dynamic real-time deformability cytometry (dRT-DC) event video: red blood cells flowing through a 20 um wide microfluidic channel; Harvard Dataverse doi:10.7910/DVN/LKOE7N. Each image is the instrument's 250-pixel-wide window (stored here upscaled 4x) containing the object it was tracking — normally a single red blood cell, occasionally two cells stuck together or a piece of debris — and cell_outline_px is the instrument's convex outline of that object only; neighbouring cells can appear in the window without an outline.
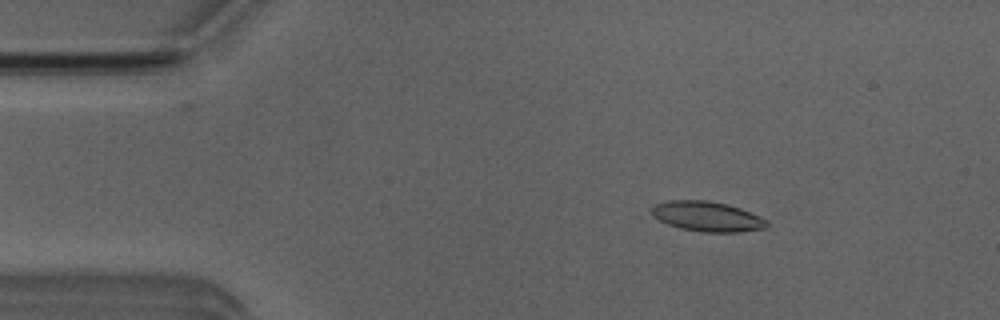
{"species": "Egyptian fruit bat (a non-hibernating species)", "species_latin": "Rousettus aegyptiacus", "temperature_condition": "room temperature", "stored_images_in_passage": 51, "camera_frame_rate_fps": 3000, "um_per_image_px": 0.085, "animal": {"sex": "male"}, "frame": {"image": 1, "passage_image": 8, "time_ms": 2.333, "image_size_px": [1000, 320], "cell_outline_px": [[768, 228], [740, 232], [700, 232], [680, 228], [668, 224], [652, 216], [652, 208], [656, 204], [668, 200], [708, 200], [728, 204], [740, 208], [768, 220]], "centroid_in_image_um": [60.13, 18.4], "position_along_channel_um": 24.9, "area_um2": 20.23}}
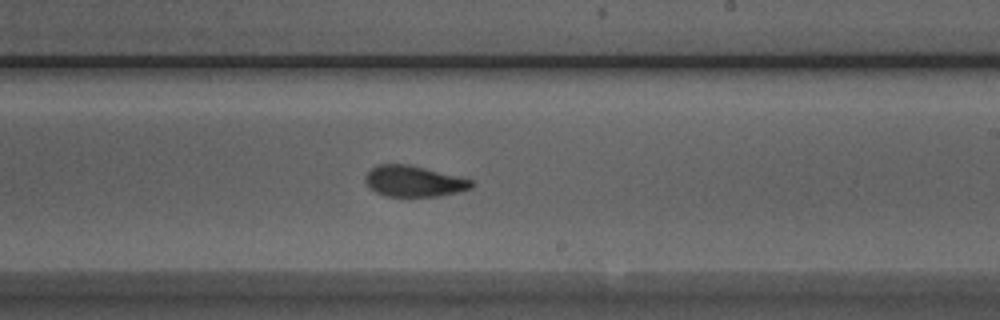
{"frame": {"image": 2, "passage_image": 30, "time_ms": 9.667, "image_size_px": [1000, 320], "cell_outline_px": [[476, 184], [472, 188], [460, 192], [440, 196], [384, 196], [368, 188], [364, 180], [364, 176], [376, 164], [408, 164], [472, 180]], "centroid_in_image_um": [35.15, 15.41], "position_along_channel_um": 253.8, "area_um2": 19.25}}
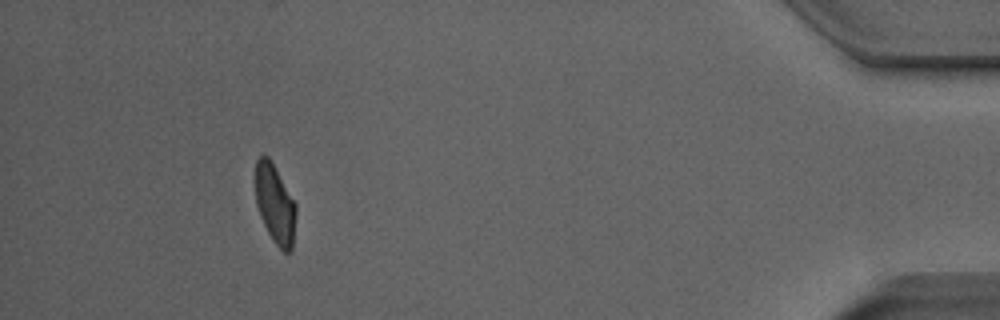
{"frame": {"image": 3, "passage_image": 47, "time_ms": 15.333, "image_size_px": [1000, 320], "cell_outline_px": [[296, 216], [292, 252], [284, 252], [276, 244], [268, 232], [260, 216], [256, 204], [256, 160], [260, 156], [268, 156], [296, 204]], "centroid_in_image_um": [23.39, 17.38], "position_along_channel_um": 411.8, "area_um2": 18.44}, "authors_computed_cell_mechanics": {"area_um2": 19.7676, "velocity_mm_per_s": 3.9777, "shape_relaxation_time_tau1_ms": 5.4286, "shape_relaxation_time_tau2_ms": 1.329, "deformation_change_tau1": 0.1917, "deformation_change_tau2": 0.0773}}